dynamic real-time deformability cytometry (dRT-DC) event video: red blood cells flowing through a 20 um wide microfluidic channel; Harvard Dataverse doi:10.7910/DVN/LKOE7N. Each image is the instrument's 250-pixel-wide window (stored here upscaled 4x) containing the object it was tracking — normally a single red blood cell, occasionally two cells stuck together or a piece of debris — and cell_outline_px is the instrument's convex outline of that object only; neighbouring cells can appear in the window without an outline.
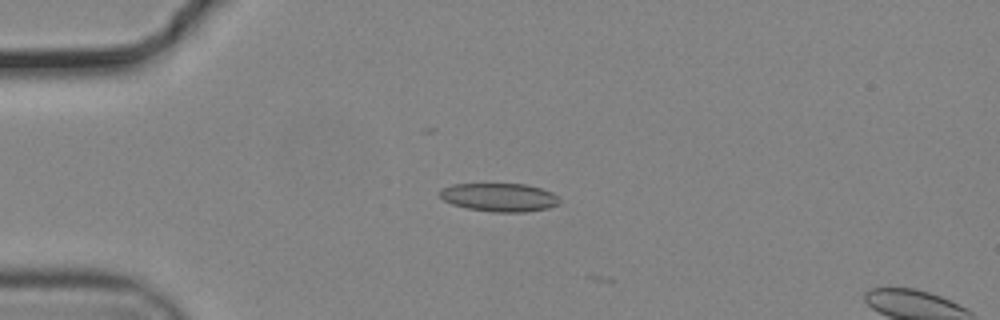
{"species": "common noctule bat (a hibernating species)", "species_latin": "Nyctalus noctula", "temperature_condition": "cold", "stored_images_in_passage": 4, "camera_frame_rate_fps": 3000, "um_per_image_px": 0.085, "animal": {"sex": "male", "body_mass_g": 19.2, "forearm_length_mm": 51.8}, "frame": {"image": 1, "passage_image": 3, "time_ms": 0.667, "image_size_px": [1000, 320], "cell_outline_px": [[560, 204], [548, 208], [524, 212], [492, 212], [468, 208], [452, 204], [444, 200], [440, 196], [440, 188], [452, 184], [524, 184], [540, 188], [552, 192], [560, 200]], "centroid_in_image_um": [42.44, 16.77], "position_along_channel_um": 42.6, "area_um2": 19.77}}